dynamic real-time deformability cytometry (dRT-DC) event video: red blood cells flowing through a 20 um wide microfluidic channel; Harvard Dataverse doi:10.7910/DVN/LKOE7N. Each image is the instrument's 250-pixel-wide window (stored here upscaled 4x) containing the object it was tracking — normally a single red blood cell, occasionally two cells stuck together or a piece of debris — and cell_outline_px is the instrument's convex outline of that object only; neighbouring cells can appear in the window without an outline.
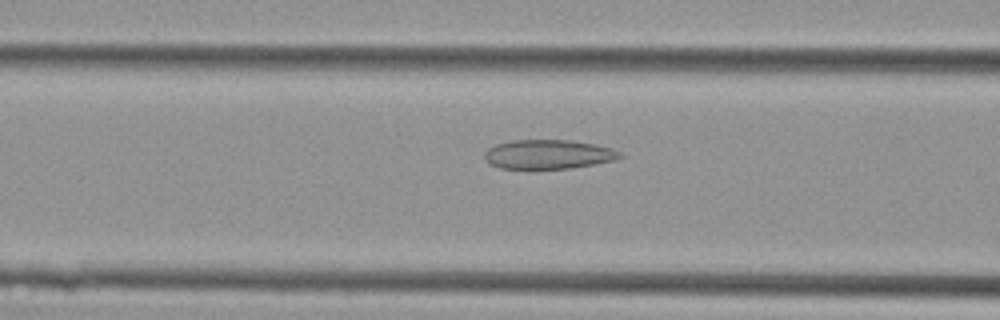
{"species": "Egyptian fruit bat (a non-hibernating species)", "species_latin": "Rousettus aegyptiacus", "temperature_condition": "cold", "stored_images_in_passage": 43, "camera_frame_rate_fps": 3000, "um_per_image_px": 0.085, "animal": {"sex": "female"}, "frame": {"image": 1, "passage_image": 17, "time_ms": 5.333, "image_size_px": [1000, 320], "cell_outline_px": [[624, 156], [612, 160], [572, 168], [500, 168], [484, 160], [484, 152], [488, 148], [496, 144], [512, 140], [568, 140], [596, 144], [612, 148], [620, 152]], "centroid_in_image_um": [46.58, 13.1], "position_along_channel_um": 120.0, "area_um2": 22.89}}
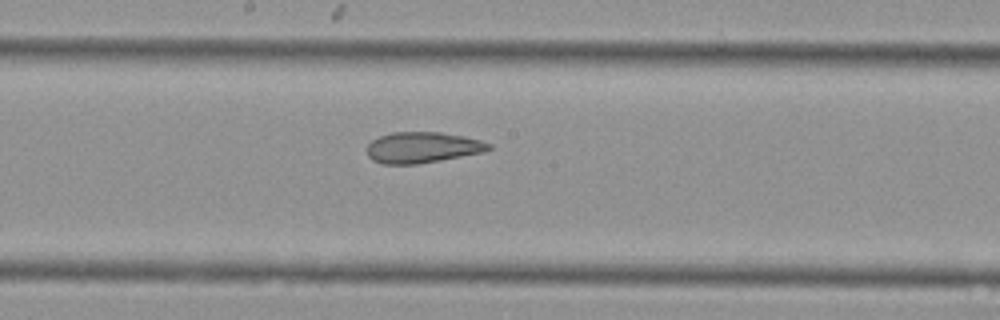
{"frame": {"image": 2, "passage_image": 23, "time_ms": 7.333, "image_size_px": [1000, 320], "cell_outline_px": [[492, 148], [484, 152], [440, 160], [416, 164], [384, 164], [372, 160], [368, 156], [368, 144], [372, 140], [380, 136], [392, 132], [440, 132], [464, 136], [480, 140], [492, 144]], "centroid_in_image_um": [35.92, 12.53], "position_along_channel_um": 212.3, "area_um2": 21.91}}
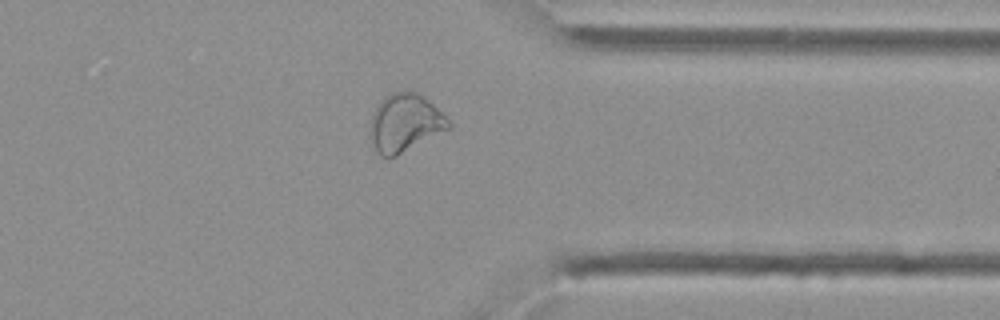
{"frame": {"image": 3, "passage_image": 34, "time_ms": 11.0, "image_size_px": [1000, 320], "cell_outline_px": [[452, 128], [396, 156], [380, 156], [372, 148], [368, 136], [368, 132], [372, 112], [384, 96], [392, 92], [404, 88], [416, 92], [432, 104], [452, 124]], "centroid_in_image_um": [34.36, 10.45], "position_along_channel_um": 377.0, "area_um2": 26.99}}